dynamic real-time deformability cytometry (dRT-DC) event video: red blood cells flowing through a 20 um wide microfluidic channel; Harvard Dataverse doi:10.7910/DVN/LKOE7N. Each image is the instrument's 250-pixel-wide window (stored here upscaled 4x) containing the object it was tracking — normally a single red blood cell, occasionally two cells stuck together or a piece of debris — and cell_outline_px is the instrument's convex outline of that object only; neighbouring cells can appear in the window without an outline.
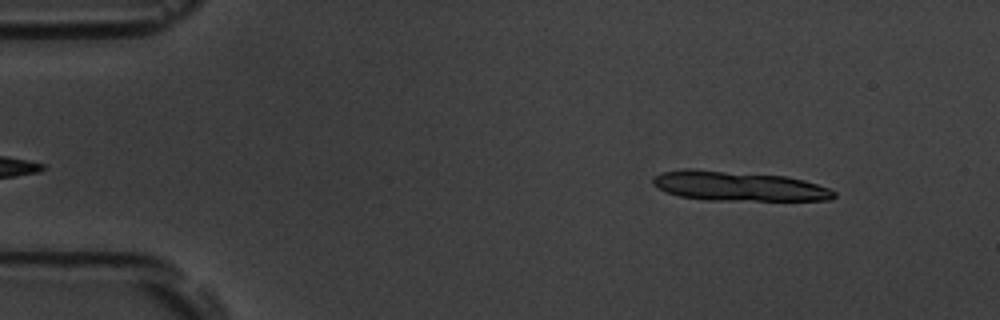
{"species": "common noctule bat (a hibernating species)", "species_latin": "Nyctalus noctula", "temperature_condition": "room temperature", "stored_images_in_passage": 11, "camera_frame_rate_fps": 3000, "um_per_image_px": 0.085, "animal": {"sex": "male", "body_mass_g": 19.5, "forearm_length_mm": 54.6}, "frame": {"image": 1, "passage_image": 4, "time_ms": 1.0, "image_size_px": [1000, 320], "cell_outline_px": [[836, 196], [832, 200], [708, 200], [680, 196], [668, 192], [652, 184], [652, 180], [656, 176], [664, 172], [688, 168], [788, 176], [804, 180], [828, 188], [836, 192]], "centroid_in_image_um": [62.82, 15.82], "position_along_channel_um": 22.2, "area_um2": 31.1}}